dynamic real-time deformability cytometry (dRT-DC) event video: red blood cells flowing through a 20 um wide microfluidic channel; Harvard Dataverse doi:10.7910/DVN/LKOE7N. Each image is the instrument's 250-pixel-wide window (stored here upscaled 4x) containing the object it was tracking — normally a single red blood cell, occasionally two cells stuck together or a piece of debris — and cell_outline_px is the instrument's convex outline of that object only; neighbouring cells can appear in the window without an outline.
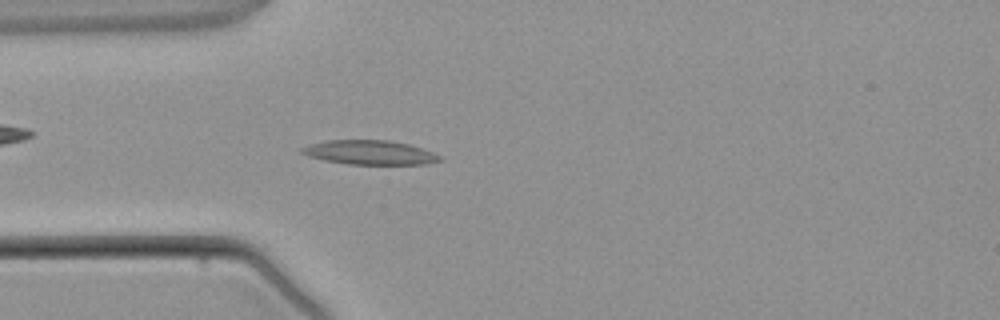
{"species": "common noctule bat (a hibernating species)", "species_latin": "Nyctalus noctula", "temperature_condition": "warm", "stored_images_in_passage": 4, "camera_frame_rate_fps": 3000, "um_per_image_px": 0.085, "animal": {"sex": "male", "body_mass_g": 21.5, "forearm_length_mm": 52.0}, "frame": {"image": 1, "passage_image": 4, "time_ms": 3.333, "image_size_px": [1000, 320], "cell_outline_px": [[444, 160], [428, 164], [348, 164], [324, 160], [308, 156], [300, 152], [300, 148], [312, 144], [328, 140], [388, 140], [408, 144], [444, 156]], "centroid_in_image_um": [31.47, 12.97], "position_along_channel_um": 53.5, "area_um2": 19.48}}